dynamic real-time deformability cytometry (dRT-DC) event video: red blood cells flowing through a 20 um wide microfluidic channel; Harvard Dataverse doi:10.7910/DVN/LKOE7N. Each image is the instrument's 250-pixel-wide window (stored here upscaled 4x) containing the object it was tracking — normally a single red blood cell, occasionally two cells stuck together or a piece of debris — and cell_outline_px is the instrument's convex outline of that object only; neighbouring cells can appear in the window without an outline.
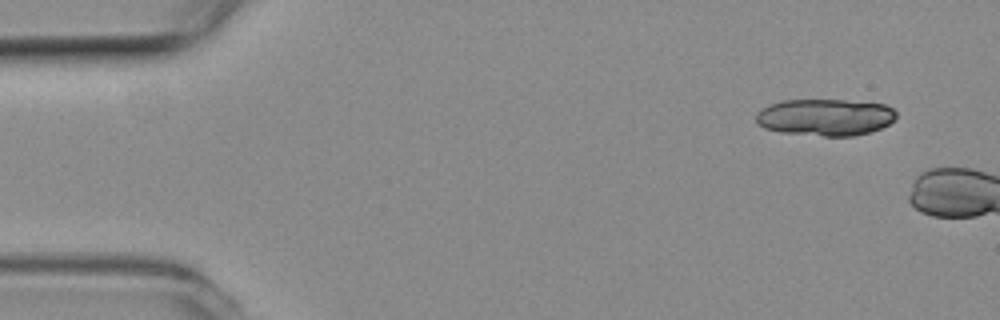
{"species": "common noctule bat (a hibernating species)", "species_latin": "Nyctalus noctula", "temperature_condition": "room temperature", "stored_images_in_passage": 6, "camera_frame_rate_fps": 3000, "um_per_image_px": 0.085, "animal": {"sex": "female", "body_mass_g": 19.3, "forearm_length_mm": 54.1}, "frame": {"image": 1, "passage_image": 1, "time_ms": 0.0, "image_size_px": [1000, 320], "cell_outline_px": [[896, 116], [888, 124], [880, 128], [868, 132], [852, 136], [824, 136], [780, 132], [764, 128], [756, 124], [756, 112], [760, 108], [780, 100], [844, 100], [884, 104], [892, 108], [896, 112]], "centroid_in_image_um": [70.08, 9.96], "position_along_channel_um": 14.9, "area_um2": 30.17}}